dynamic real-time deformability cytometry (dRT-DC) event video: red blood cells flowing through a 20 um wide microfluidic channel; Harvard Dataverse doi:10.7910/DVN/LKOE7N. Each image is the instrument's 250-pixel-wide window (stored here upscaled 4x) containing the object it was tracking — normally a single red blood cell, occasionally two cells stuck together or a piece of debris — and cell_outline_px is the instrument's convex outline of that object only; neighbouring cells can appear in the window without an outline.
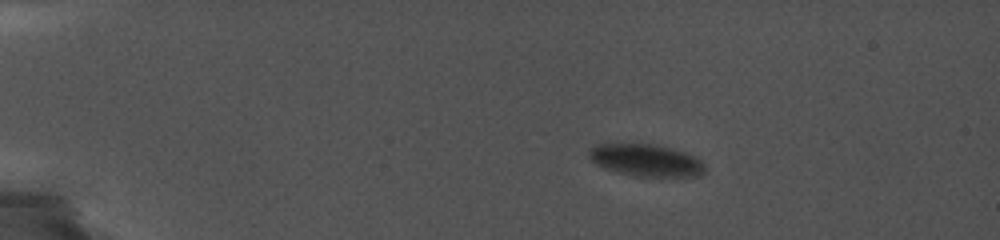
{"species": "common noctule bat (a hibernating species)", "species_latin": "Nyctalus noctula", "temperature_condition": "cold", "stored_images_in_passage": 9, "camera_frame_rate_fps": 5000, "um_per_image_px": 0.085, "animal": {"sex": "female", "body_mass_g": 19.0, "forearm_length_mm": 56.7}, "frame": {"image": 1, "passage_image": 1, "time_ms": 0.0, "image_size_px": [1000, 240], "cell_outline_px": [[704, 172], [700, 176], [636, 176], [604, 168], [596, 164], [588, 156], [588, 148], [596, 144], [652, 144], [684, 152], [696, 156], [704, 164]], "centroid_in_image_um": [54.89, 13.62], "position_along_channel_um": 30.1, "area_um2": 21.5}}
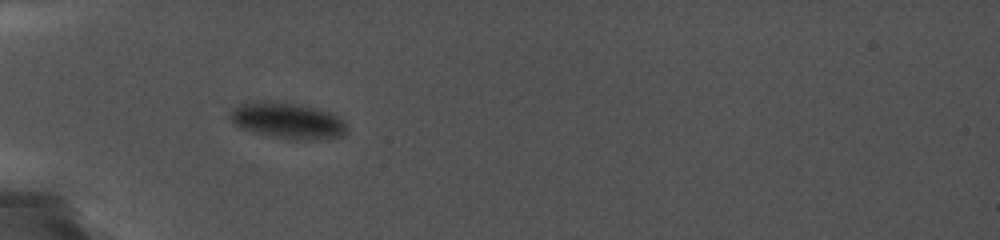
{"frame": {"image": 2, "passage_image": 6, "time_ms": 3.2, "image_size_px": [1000, 240], "cell_outline_px": [[344, 132], [340, 136], [304, 140], [296, 140], [272, 136], [240, 128], [228, 116], [228, 112], [232, 108], [240, 104], [260, 100], [264, 100], [300, 104], [316, 108], [328, 112], [344, 120]], "centroid_in_image_um": [24.37, 10.22], "position_along_channel_um": 60.6, "area_um2": 24.22}}